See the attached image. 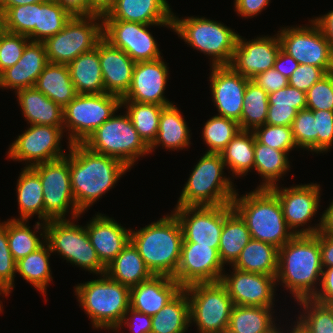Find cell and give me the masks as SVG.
<instances>
[{"label": "cell", "instance_id": "22", "mask_svg": "<svg viewBox=\"0 0 333 333\" xmlns=\"http://www.w3.org/2000/svg\"><path fill=\"white\" fill-rule=\"evenodd\" d=\"M281 49L278 34L257 36L252 40L238 35L233 58L229 66L237 73L251 80L256 75L274 68Z\"/></svg>", "mask_w": 333, "mask_h": 333}, {"label": "cell", "instance_id": "66", "mask_svg": "<svg viewBox=\"0 0 333 333\" xmlns=\"http://www.w3.org/2000/svg\"><path fill=\"white\" fill-rule=\"evenodd\" d=\"M320 217L322 218L320 233L333 238V200Z\"/></svg>", "mask_w": 333, "mask_h": 333}, {"label": "cell", "instance_id": "51", "mask_svg": "<svg viewBox=\"0 0 333 333\" xmlns=\"http://www.w3.org/2000/svg\"><path fill=\"white\" fill-rule=\"evenodd\" d=\"M255 139L271 148L285 151L288 156L289 152L298 149L292 132V127L275 126L264 124L253 130Z\"/></svg>", "mask_w": 333, "mask_h": 333}, {"label": "cell", "instance_id": "35", "mask_svg": "<svg viewBox=\"0 0 333 333\" xmlns=\"http://www.w3.org/2000/svg\"><path fill=\"white\" fill-rule=\"evenodd\" d=\"M266 124L291 127L298 111L306 108V93L290 85L268 94Z\"/></svg>", "mask_w": 333, "mask_h": 333}, {"label": "cell", "instance_id": "12", "mask_svg": "<svg viewBox=\"0 0 333 333\" xmlns=\"http://www.w3.org/2000/svg\"><path fill=\"white\" fill-rule=\"evenodd\" d=\"M190 303V324L198 333L228 329L233 302L220 282L194 283L184 287Z\"/></svg>", "mask_w": 333, "mask_h": 333}, {"label": "cell", "instance_id": "11", "mask_svg": "<svg viewBox=\"0 0 333 333\" xmlns=\"http://www.w3.org/2000/svg\"><path fill=\"white\" fill-rule=\"evenodd\" d=\"M102 38V16H72L59 33L43 42L48 63L68 65L82 53L93 50Z\"/></svg>", "mask_w": 333, "mask_h": 333}, {"label": "cell", "instance_id": "58", "mask_svg": "<svg viewBox=\"0 0 333 333\" xmlns=\"http://www.w3.org/2000/svg\"><path fill=\"white\" fill-rule=\"evenodd\" d=\"M257 86L263 88L268 94L276 92L288 85V78L275 68L268 69L251 79Z\"/></svg>", "mask_w": 333, "mask_h": 333}, {"label": "cell", "instance_id": "56", "mask_svg": "<svg viewBox=\"0 0 333 333\" xmlns=\"http://www.w3.org/2000/svg\"><path fill=\"white\" fill-rule=\"evenodd\" d=\"M327 73L320 67L299 64L297 69L288 78V85L300 91L307 92L309 88Z\"/></svg>", "mask_w": 333, "mask_h": 333}, {"label": "cell", "instance_id": "39", "mask_svg": "<svg viewBox=\"0 0 333 333\" xmlns=\"http://www.w3.org/2000/svg\"><path fill=\"white\" fill-rule=\"evenodd\" d=\"M151 319V333L187 332L190 327V303L186 290L183 288Z\"/></svg>", "mask_w": 333, "mask_h": 333}, {"label": "cell", "instance_id": "44", "mask_svg": "<svg viewBox=\"0 0 333 333\" xmlns=\"http://www.w3.org/2000/svg\"><path fill=\"white\" fill-rule=\"evenodd\" d=\"M121 107L126 109L125 112L129 115L140 138L150 147L157 137L161 111L165 106L153 103L121 101Z\"/></svg>", "mask_w": 333, "mask_h": 333}, {"label": "cell", "instance_id": "52", "mask_svg": "<svg viewBox=\"0 0 333 333\" xmlns=\"http://www.w3.org/2000/svg\"><path fill=\"white\" fill-rule=\"evenodd\" d=\"M16 263L9 250L7 219L0 222V293L3 296H9L15 287Z\"/></svg>", "mask_w": 333, "mask_h": 333}, {"label": "cell", "instance_id": "41", "mask_svg": "<svg viewBox=\"0 0 333 333\" xmlns=\"http://www.w3.org/2000/svg\"><path fill=\"white\" fill-rule=\"evenodd\" d=\"M251 239L246 222L233 210L224 219L220 236L218 254L223 265H232Z\"/></svg>", "mask_w": 333, "mask_h": 333}, {"label": "cell", "instance_id": "34", "mask_svg": "<svg viewBox=\"0 0 333 333\" xmlns=\"http://www.w3.org/2000/svg\"><path fill=\"white\" fill-rule=\"evenodd\" d=\"M272 310L273 307L234 305L228 330L232 333H279L281 327L276 325Z\"/></svg>", "mask_w": 333, "mask_h": 333}, {"label": "cell", "instance_id": "20", "mask_svg": "<svg viewBox=\"0 0 333 333\" xmlns=\"http://www.w3.org/2000/svg\"><path fill=\"white\" fill-rule=\"evenodd\" d=\"M232 270L231 274L225 271L220 282L226 287L233 305L274 307L276 276Z\"/></svg>", "mask_w": 333, "mask_h": 333}, {"label": "cell", "instance_id": "54", "mask_svg": "<svg viewBox=\"0 0 333 333\" xmlns=\"http://www.w3.org/2000/svg\"><path fill=\"white\" fill-rule=\"evenodd\" d=\"M306 108L333 111V72L327 73L309 88Z\"/></svg>", "mask_w": 333, "mask_h": 333}, {"label": "cell", "instance_id": "36", "mask_svg": "<svg viewBox=\"0 0 333 333\" xmlns=\"http://www.w3.org/2000/svg\"><path fill=\"white\" fill-rule=\"evenodd\" d=\"M35 87L64 108L77 95L68 65L48 63L39 75Z\"/></svg>", "mask_w": 333, "mask_h": 333}, {"label": "cell", "instance_id": "72", "mask_svg": "<svg viewBox=\"0 0 333 333\" xmlns=\"http://www.w3.org/2000/svg\"><path fill=\"white\" fill-rule=\"evenodd\" d=\"M2 309H3V307H2V306H0V312H1V313L3 312V310H2Z\"/></svg>", "mask_w": 333, "mask_h": 333}, {"label": "cell", "instance_id": "2", "mask_svg": "<svg viewBox=\"0 0 333 333\" xmlns=\"http://www.w3.org/2000/svg\"><path fill=\"white\" fill-rule=\"evenodd\" d=\"M322 270L318 233L294 235L278 249L276 284L290 290L295 301L315 296Z\"/></svg>", "mask_w": 333, "mask_h": 333}, {"label": "cell", "instance_id": "25", "mask_svg": "<svg viewBox=\"0 0 333 333\" xmlns=\"http://www.w3.org/2000/svg\"><path fill=\"white\" fill-rule=\"evenodd\" d=\"M166 0H115L103 20H121L172 30L173 11Z\"/></svg>", "mask_w": 333, "mask_h": 333}, {"label": "cell", "instance_id": "16", "mask_svg": "<svg viewBox=\"0 0 333 333\" xmlns=\"http://www.w3.org/2000/svg\"><path fill=\"white\" fill-rule=\"evenodd\" d=\"M64 131L60 127L30 125L8 148L7 158L20 161L26 167L61 159L67 154L61 146Z\"/></svg>", "mask_w": 333, "mask_h": 333}, {"label": "cell", "instance_id": "3", "mask_svg": "<svg viewBox=\"0 0 333 333\" xmlns=\"http://www.w3.org/2000/svg\"><path fill=\"white\" fill-rule=\"evenodd\" d=\"M130 241L153 275L175 276L181 257L183 232L172 211L139 230L132 229Z\"/></svg>", "mask_w": 333, "mask_h": 333}, {"label": "cell", "instance_id": "4", "mask_svg": "<svg viewBox=\"0 0 333 333\" xmlns=\"http://www.w3.org/2000/svg\"><path fill=\"white\" fill-rule=\"evenodd\" d=\"M233 209L246 222L252 239L281 248L294 233L288 228L277 195L268 188H256L232 200Z\"/></svg>", "mask_w": 333, "mask_h": 333}, {"label": "cell", "instance_id": "60", "mask_svg": "<svg viewBox=\"0 0 333 333\" xmlns=\"http://www.w3.org/2000/svg\"><path fill=\"white\" fill-rule=\"evenodd\" d=\"M271 0H234V9L242 18H253L270 5Z\"/></svg>", "mask_w": 333, "mask_h": 333}, {"label": "cell", "instance_id": "7", "mask_svg": "<svg viewBox=\"0 0 333 333\" xmlns=\"http://www.w3.org/2000/svg\"><path fill=\"white\" fill-rule=\"evenodd\" d=\"M172 30L187 45L210 56L211 66L231 63L239 34L224 23L204 16L179 18L173 13Z\"/></svg>", "mask_w": 333, "mask_h": 333}, {"label": "cell", "instance_id": "69", "mask_svg": "<svg viewBox=\"0 0 333 333\" xmlns=\"http://www.w3.org/2000/svg\"><path fill=\"white\" fill-rule=\"evenodd\" d=\"M216 333H232V332H230V331L227 329V330L220 331V332H216Z\"/></svg>", "mask_w": 333, "mask_h": 333}, {"label": "cell", "instance_id": "64", "mask_svg": "<svg viewBox=\"0 0 333 333\" xmlns=\"http://www.w3.org/2000/svg\"><path fill=\"white\" fill-rule=\"evenodd\" d=\"M315 18V19H314ZM313 20L319 25L333 51V10L327 14L314 17Z\"/></svg>", "mask_w": 333, "mask_h": 333}, {"label": "cell", "instance_id": "43", "mask_svg": "<svg viewBox=\"0 0 333 333\" xmlns=\"http://www.w3.org/2000/svg\"><path fill=\"white\" fill-rule=\"evenodd\" d=\"M51 254L50 246L45 242L36 251L31 252L16 263V273L45 297L47 296V286L53 280L49 263Z\"/></svg>", "mask_w": 333, "mask_h": 333}, {"label": "cell", "instance_id": "40", "mask_svg": "<svg viewBox=\"0 0 333 333\" xmlns=\"http://www.w3.org/2000/svg\"><path fill=\"white\" fill-rule=\"evenodd\" d=\"M255 136L253 131L240 130L220 152L226 169L233 177H244L254 168Z\"/></svg>", "mask_w": 333, "mask_h": 333}, {"label": "cell", "instance_id": "30", "mask_svg": "<svg viewBox=\"0 0 333 333\" xmlns=\"http://www.w3.org/2000/svg\"><path fill=\"white\" fill-rule=\"evenodd\" d=\"M190 131L183 114L176 105L172 104L164 107L159 119L157 137L149 147L150 153L158 146L170 151L189 148L191 144Z\"/></svg>", "mask_w": 333, "mask_h": 333}, {"label": "cell", "instance_id": "65", "mask_svg": "<svg viewBox=\"0 0 333 333\" xmlns=\"http://www.w3.org/2000/svg\"><path fill=\"white\" fill-rule=\"evenodd\" d=\"M88 1V16L90 15H106L115 3V0H87Z\"/></svg>", "mask_w": 333, "mask_h": 333}, {"label": "cell", "instance_id": "61", "mask_svg": "<svg viewBox=\"0 0 333 333\" xmlns=\"http://www.w3.org/2000/svg\"><path fill=\"white\" fill-rule=\"evenodd\" d=\"M299 63L282 49H280L274 64V68L287 78L297 69Z\"/></svg>", "mask_w": 333, "mask_h": 333}, {"label": "cell", "instance_id": "28", "mask_svg": "<svg viewBox=\"0 0 333 333\" xmlns=\"http://www.w3.org/2000/svg\"><path fill=\"white\" fill-rule=\"evenodd\" d=\"M183 287L166 275H153L150 279L130 288V308L153 316L157 314Z\"/></svg>", "mask_w": 333, "mask_h": 333}, {"label": "cell", "instance_id": "17", "mask_svg": "<svg viewBox=\"0 0 333 333\" xmlns=\"http://www.w3.org/2000/svg\"><path fill=\"white\" fill-rule=\"evenodd\" d=\"M233 210L232 204H228L175 207L172 212L181 225L182 242L198 243L218 251L224 219Z\"/></svg>", "mask_w": 333, "mask_h": 333}, {"label": "cell", "instance_id": "18", "mask_svg": "<svg viewBox=\"0 0 333 333\" xmlns=\"http://www.w3.org/2000/svg\"><path fill=\"white\" fill-rule=\"evenodd\" d=\"M153 25L121 20H103V38L123 50L134 62L161 58L156 39L147 28Z\"/></svg>", "mask_w": 333, "mask_h": 333}, {"label": "cell", "instance_id": "55", "mask_svg": "<svg viewBox=\"0 0 333 333\" xmlns=\"http://www.w3.org/2000/svg\"><path fill=\"white\" fill-rule=\"evenodd\" d=\"M316 120L317 154L330 151L333 146V111L312 110Z\"/></svg>", "mask_w": 333, "mask_h": 333}, {"label": "cell", "instance_id": "53", "mask_svg": "<svg viewBox=\"0 0 333 333\" xmlns=\"http://www.w3.org/2000/svg\"><path fill=\"white\" fill-rule=\"evenodd\" d=\"M29 41L28 36L0 30V74L17 63Z\"/></svg>", "mask_w": 333, "mask_h": 333}, {"label": "cell", "instance_id": "38", "mask_svg": "<svg viewBox=\"0 0 333 333\" xmlns=\"http://www.w3.org/2000/svg\"><path fill=\"white\" fill-rule=\"evenodd\" d=\"M285 151L271 148L255 139L254 170L263 178L257 188L279 185L278 181L290 170V161Z\"/></svg>", "mask_w": 333, "mask_h": 333}, {"label": "cell", "instance_id": "71", "mask_svg": "<svg viewBox=\"0 0 333 333\" xmlns=\"http://www.w3.org/2000/svg\"><path fill=\"white\" fill-rule=\"evenodd\" d=\"M0 295L2 296V294H1V293H0ZM0 306H3L1 299H0Z\"/></svg>", "mask_w": 333, "mask_h": 333}, {"label": "cell", "instance_id": "68", "mask_svg": "<svg viewBox=\"0 0 333 333\" xmlns=\"http://www.w3.org/2000/svg\"><path fill=\"white\" fill-rule=\"evenodd\" d=\"M289 328H291V330H286L287 333H301V331L298 328H296L294 325H292V327L290 326ZM286 331L280 329L279 333H286Z\"/></svg>", "mask_w": 333, "mask_h": 333}, {"label": "cell", "instance_id": "48", "mask_svg": "<svg viewBox=\"0 0 333 333\" xmlns=\"http://www.w3.org/2000/svg\"><path fill=\"white\" fill-rule=\"evenodd\" d=\"M203 126L201 138L208 146L206 153H220L241 130L238 122L219 115L212 116Z\"/></svg>", "mask_w": 333, "mask_h": 333}, {"label": "cell", "instance_id": "57", "mask_svg": "<svg viewBox=\"0 0 333 333\" xmlns=\"http://www.w3.org/2000/svg\"><path fill=\"white\" fill-rule=\"evenodd\" d=\"M123 325L129 327L130 333H151L152 319L151 316L129 307L122 322L114 332L119 333L123 328Z\"/></svg>", "mask_w": 333, "mask_h": 333}, {"label": "cell", "instance_id": "14", "mask_svg": "<svg viewBox=\"0 0 333 333\" xmlns=\"http://www.w3.org/2000/svg\"><path fill=\"white\" fill-rule=\"evenodd\" d=\"M310 25L281 27L277 31L281 49L299 64L322 68L333 72V51L319 25L309 20Z\"/></svg>", "mask_w": 333, "mask_h": 333}, {"label": "cell", "instance_id": "26", "mask_svg": "<svg viewBox=\"0 0 333 333\" xmlns=\"http://www.w3.org/2000/svg\"><path fill=\"white\" fill-rule=\"evenodd\" d=\"M98 53L105 93L122 98L130 88L135 62L104 38L98 42Z\"/></svg>", "mask_w": 333, "mask_h": 333}, {"label": "cell", "instance_id": "33", "mask_svg": "<svg viewBox=\"0 0 333 333\" xmlns=\"http://www.w3.org/2000/svg\"><path fill=\"white\" fill-rule=\"evenodd\" d=\"M18 176L16 193L19 217L12 220H27L38 215L39 221L44 222V199L42 184L38 173L32 167H23Z\"/></svg>", "mask_w": 333, "mask_h": 333}, {"label": "cell", "instance_id": "6", "mask_svg": "<svg viewBox=\"0 0 333 333\" xmlns=\"http://www.w3.org/2000/svg\"><path fill=\"white\" fill-rule=\"evenodd\" d=\"M225 168L220 153L205 152L192 168L175 207L232 204L237 189L233 177L224 176Z\"/></svg>", "mask_w": 333, "mask_h": 333}, {"label": "cell", "instance_id": "37", "mask_svg": "<svg viewBox=\"0 0 333 333\" xmlns=\"http://www.w3.org/2000/svg\"><path fill=\"white\" fill-rule=\"evenodd\" d=\"M244 272L276 276L278 271V248L274 245L251 239L231 265Z\"/></svg>", "mask_w": 333, "mask_h": 333}, {"label": "cell", "instance_id": "15", "mask_svg": "<svg viewBox=\"0 0 333 333\" xmlns=\"http://www.w3.org/2000/svg\"><path fill=\"white\" fill-rule=\"evenodd\" d=\"M278 197L284 219L294 235H315L320 232L322 218L315 226L309 225L317 215L320 205L321 187L317 183L292 185L289 188L275 185L270 188ZM309 222V223H308ZM306 228L304 227L307 225ZM303 227V228H300ZM299 228V229H298Z\"/></svg>", "mask_w": 333, "mask_h": 333}, {"label": "cell", "instance_id": "67", "mask_svg": "<svg viewBox=\"0 0 333 333\" xmlns=\"http://www.w3.org/2000/svg\"><path fill=\"white\" fill-rule=\"evenodd\" d=\"M49 0H0V15H2L8 8L20 5L43 3Z\"/></svg>", "mask_w": 333, "mask_h": 333}, {"label": "cell", "instance_id": "47", "mask_svg": "<svg viewBox=\"0 0 333 333\" xmlns=\"http://www.w3.org/2000/svg\"><path fill=\"white\" fill-rule=\"evenodd\" d=\"M268 105V93L250 80L243 98V110L239 122L241 130L253 131L266 124Z\"/></svg>", "mask_w": 333, "mask_h": 333}, {"label": "cell", "instance_id": "13", "mask_svg": "<svg viewBox=\"0 0 333 333\" xmlns=\"http://www.w3.org/2000/svg\"><path fill=\"white\" fill-rule=\"evenodd\" d=\"M67 146L69 154L65 157L32 167L38 173L42 184L44 223L66 219L68 213L71 214L70 219L83 215L77 208L71 190L70 145Z\"/></svg>", "mask_w": 333, "mask_h": 333}, {"label": "cell", "instance_id": "42", "mask_svg": "<svg viewBox=\"0 0 333 333\" xmlns=\"http://www.w3.org/2000/svg\"><path fill=\"white\" fill-rule=\"evenodd\" d=\"M40 222H36L33 226L34 230H31L27 220L8 219L9 250L16 262L36 251L46 242L45 223ZM37 233L40 234V237Z\"/></svg>", "mask_w": 333, "mask_h": 333}, {"label": "cell", "instance_id": "45", "mask_svg": "<svg viewBox=\"0 0 333 333\" xmlns=\"http://www.w3.org/2000/svg\"><path fill=\"white\" fill-rule=\"evenodd\" d=\"M300 312L293 325L301 333H333V307L320 304L313 299L296 301ZM302 308V309H301Z\"/></svg>", "mask_w": 333, "mask_h": 333}, {"label": "cell", "instance_id": "24", "mask_svg": "<svg viewBox=\"0 0 333 333\" xmlns=\"http://www.w3.org/2000/svg\"><path fill=\"white\" fill-rule=\"evenodd\" d=\"M91 245L107 267L130 241V231L112 217L97 212L85 225Z\"/></svg>", "mask_w": 333, "mask_h": 333}, {"label": "cell", "instance_id": "49", "mask_svg": "<svg viewBox=\"0 0 333 333\" xmlns=\"http://www.w3.org/2000/svg\"><path fill=\"white\" fill-rule=\"evenodd\" d=\"M38 17V3L8 8L1 15L2 29L28 36L34 29Z\"/></svg>", "mask_w": 333, "mask_h": 333}, {"label": "cell", "instance_id": "9", "mask_svg": "<svg viewBox=\"0 0 333 333\" xmlns=\"http://www.w3.org/2000/svg\"><path fill=\"white\" fill-rule=\"evenodd\" d=\"M121 108V98L113 94H78L63 108V131H68L67 143H84Z\"/></svg>", "mask_w": 333, "mask_h": 333}, {"label": "cell", "instance_id": "46", "mask_svg": "<svg viewBox=\"0 0 333 333\" xmlns=\"http://www.w3.org/2000/svg\"><path fill=\"white\" fill-rule=\"evenodd\" d=\"M72 15L53 0L38 3V17L35 29L28 35L30 41L44 42L59 33Z\"/></svg>", "mask_w": 333, "mask_h": 333}, {"label": "cell", "instance_id": "63", "mask_svg": "<svg viewBox=\"0 0 333 333\" xmlns=\"http://www.w3.org/2000/svg\"><path fill=\"white\" fill-rule=\"evenodd\" d=\"M60 4L72 16H88L87 0H53Z\"/></svg>", "mask_w": 333, "mask_h": 333}, {"label": "cell", "instance_id": "10", "mask_svg": "<svg viewBox=\"0 0 333 333\" xmlns=\"http://www.w3.org/2000/svg\"><path fill=\"white\" fill-rule=\"evenodd\" d=\"M78 219L50 220L45 223L46 242L52 253H58L71 265L93 274H105L106 267L91 245L85 225L75 223Z\"/></svg>", "mask_w": 333, "mask_h": 333}, {"label": "cell", "instance_id": "50", "mask_svg": "<svg viewBox=\"0 0 333 333\" xmlns=\"http://www.w3.org/2000/svg\"><path fill=\"white\" fill-rule=\"evenodd\" d=\"M291 127L297 147L317 154L316 120L312 110L298 111Z\"/></svg>", "mask_w": 333, "mask_h": 333}, {"label": "cell", "instance_id": "59", "mask_svg": "<svg viewBox=\"0 0 333 333\" xmlns=\"http://www.w3.org/2000/svg\"><path fill=\"white\" fill-rule=\"evenodd\" d=\"M315 296L314 301L324 304H333V267H323L320 287Z\"/></svg>", "mask_w": 333, "mask_h": 333}, {"label": "cell", "instance_id": "8", "mask_svg": "<svg viewBox=\"0 0 333 333\" xmlns=\"http://www.w3.org/2000/svg\"><path fill=\"white\" fill-rule=\"evenodd\" d=\"M98 127L83 143L90 150L121 160L131 169L140 157L150 153L129 115H115Z\"/></svg>", "mask_w": 333, "mask_h": 333}, {"label": "cell", "instance_id": "70", "mask_svg": "<svg viewBox=\"0 0 333 333\" xmlns=\"http://www.w3.org/2000/svg\"><path fill=\"white\" fill-rule=\"evenodd\" d=\"M2 29L1 15H0V30Z\"/></svg>", "mask_w": 333, "mask_h": 333}, {"label": "cell", "instance_id": "19", "mask_svg": "<svg viewBox=\"0 0 333 333\" xmlns=\"http://www.w3.org/2000/svg\"><path fill=\"white\" fill-rule=\"evenodd\" d=\"M224 269L215 248L182 242L180 262L173 278L184 288L194 283L218 282Z\"/></svg>", "mask_w": 333, "mask_h": 333}, {"label": "cell", "instance_id": "5", "mask_svg": "<svg viewBox=\"0 0 333 333\" xmlns=\"http://www.w3.org/2000/svg\"><path fill=\"white\" fill-rule=\"evenodd\" d=\"M74 286V295L92 327L114 332L130 307V288L106 274Z\"/></svg>", "mask_w": 333, "mask_h": 333}, {"label": "cell", "instance_id": "23", "mask_svg": "<svg viewBox=\"0 0 333 333\" xmlns=\"http://www.w3.org/2000/svg\"><path fill=\"white\" fill-rule=\"evenodd\" d=\"M209 76L212 102L217 115L240 122L243 98L247 83L250 81L229 65L211 66Z\"/></svg>", "mask_w": 333, "mask_h": 333}, {"label": "cell", "instance_id": "21", "mask_svg": "<svg viewBox=\"0 0 333 333\" xmlns=\"http://www.w3.org/2000/svg\"><path fill=\"white\" fill-rule=\"evenodd\" d=\"M163 57L152 61L135 62L132 81L121 101H134L169 106L174 103L166 98L169 67Z\"/></svg>", "mask_w": 333, "mask_h": 333}, {"label": "cell", "instance_id": "32", "mask_svg": "<svg viewBox=\"0 0 333 333\" xmlns=\"http://www.w3.org/2000/svg\"><path fill=\"white\" fill-rule=\"evenodd\" d=\"M70 78L78 94L105 93L99 61L98 43L93 50L82 53L68 64Z\"/></svg>", "mask_w": 333, "mask_h": 333}, {"label": "cell", "instance_id": "27", "mask_svg": "<svg viewBox=\"0 0 333 333\" xmlns=\"http://www.w3.org/2000/svg\"><path fill=\"white\" fill-rule=\"evenodd\" d=\"M48 64L45 44L29 41L17 63L0 74V88L15 92L34 87L39 75Z\"/></svg>", "mask_w": 333, "mask_h": 333}, {"label": "cell", "instance_id": "62", "mask_svg": "<svg viewBox=\"0 0 333 333\" xmlns=\"http://www.w3.org/2000/svg\"><path fill=\"white\" fill-rule=\"evenodd\" d=\"M322 267H333V238L318 232Z\"/></svg>", "mask_w": 333, "mask_h": 333}, {"label": "cell", "instance_id": "31", "mask_svg": "<svg viewBox=\"0 0 333 333\" xmlns=\"http://www.w3.org/2000/svg\"><path fill=\"white\" fill-rule=\"evenodd\" d=\"M105 274L116 282L129 288L150 279L153 274L146 267L138 249L131 241L107 265Z\"/></svg>", "mask_w": 333, "mask_h": 333}, {"label": "cell", "instance_id": "1", "mask_svg": "<svg viewBox=\"0 0 333 333\" xmlns=\"http://www.w3.org/2000/svg\"><path fill=\"white\" fill-rule=\"evenodd\" d=\"M128 170L117 158L96 153L83 143L70 144V182L78 210L86 213Z\"/></svg>", "mask_w": 333, "mask_h": 333}, {"label": "cell", "instance_id": "29", "mask_svg": "<svg viewBox=\"0 0 333 333\" xmlns=\"http://www.w3.org/2000/svg\"><path fill=\"white\" fill-rule=\"evenodd\" d=\"M23 116L29 125H47L63 130V108L35 86L15 92Z\"/></svg>", "mask_w": 333, "mask_h": 333}]
</instances>
